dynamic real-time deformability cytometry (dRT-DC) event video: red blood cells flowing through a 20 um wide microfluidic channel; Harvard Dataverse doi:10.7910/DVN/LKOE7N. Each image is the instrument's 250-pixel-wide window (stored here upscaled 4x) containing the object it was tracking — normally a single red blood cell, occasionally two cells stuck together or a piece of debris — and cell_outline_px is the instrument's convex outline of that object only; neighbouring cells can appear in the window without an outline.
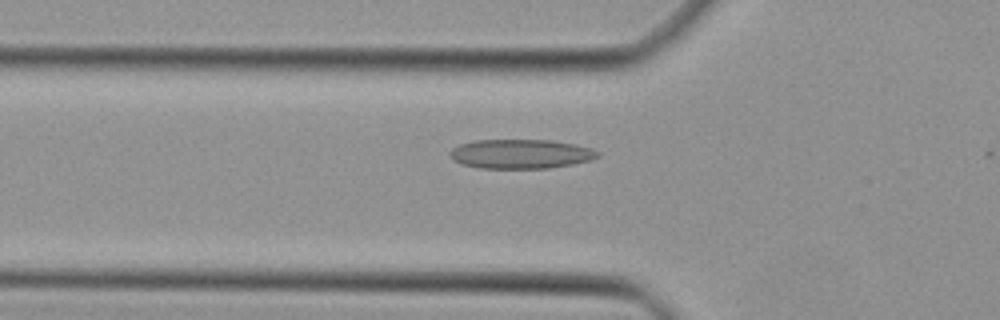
{"species": "Egyptian fruit bat (a non-hibernating species)", "species_latin": "Rousettus aegyptiacus", "temperature_condition": "cold", "stored_images_in_passage": 6, "camera_frame_rate_fps": 3000, "um_per_image_px": 0.085, "animal": {"sex": "female"}, "frame": {"image": 1, "passage_image": 5, "time_ms": 1.333, "image_size_px": [1000, 320], "cell_outline_px": [[600, 156], [592, 160], [572, 164], [548, 168], [480, 168], [464, 164], [456, 160], [448, 152], [452, 148], [460, 144], [472, 140], [552, 140], [576, 144], [592, 148], [600, 152]], "centroid_in_image_um": [44.32, 13.07], "position_along_channel_um": 81.5, "area_um2": 25.26}}